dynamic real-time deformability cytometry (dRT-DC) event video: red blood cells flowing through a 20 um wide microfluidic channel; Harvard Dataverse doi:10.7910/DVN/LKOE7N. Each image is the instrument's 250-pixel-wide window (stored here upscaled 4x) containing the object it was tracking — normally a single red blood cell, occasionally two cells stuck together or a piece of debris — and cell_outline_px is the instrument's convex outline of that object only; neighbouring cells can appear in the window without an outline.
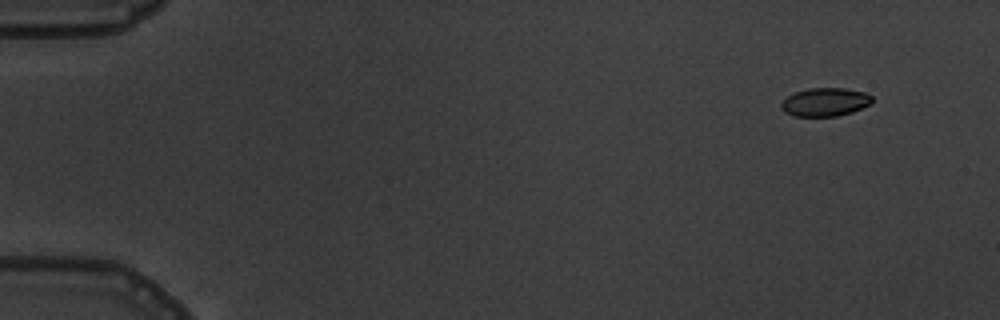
{"species": "common noctule bat (a hibernating species)", "species_latin": "Nyctalus noctula", "temperature_condition": "warm", "stored_images_in_passage": 7, "camera_frame_rate_fps": 3000, "um_per_image_px": 0.085, "animal": {"sex": "male", "body_mass_g": 19.5, "forearm_length_mm": 54.6}, "frame": {"image": 1, "passage_image": 2, "time_ms": 1.0, "image_size_px": [1000, 320], "cell_outline_px": [[872, 104], [852, 112], [836, 116], [792, 116], [784, 112], [780, 108], [780, 104], [788, 96], [796, 92], [808, 88], [844, 88], [868, 92], [872, 96]], "centroid_in_image_um": [70.16, 8.67], "position_along_channel_um": 14.8, "area_um2": 15.2}}